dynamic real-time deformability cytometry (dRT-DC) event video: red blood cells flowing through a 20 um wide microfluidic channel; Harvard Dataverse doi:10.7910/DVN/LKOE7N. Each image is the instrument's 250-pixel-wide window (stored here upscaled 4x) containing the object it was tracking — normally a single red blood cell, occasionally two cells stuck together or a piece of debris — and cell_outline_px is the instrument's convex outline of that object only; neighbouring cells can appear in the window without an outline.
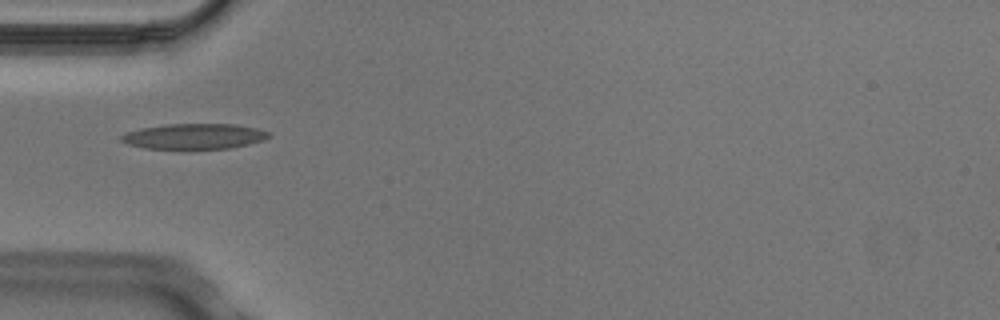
{"species": "Egyptian fruit bat (a non-hibernating species)", "species_latin": "Rousettus aegyptiacus", "temperature_condition": "cold", "stored_images_in_passage": 1, "camera_frame_rate_fps": 3000, "um_per_image_px": 0.085, "animal": {"sex": "male"}, "frame": {"image": 1, "passage_image": 1, "time_ms": 0.0, "image_size_px": [1000, 320], "cell_outline_px": [[272, 136], [264, 140], [248, 144], [228, 148], [188, 152], [144, 148], [128, 144], [120, 140], [120, 136], [124, 132], [140, 128], [168, 124], [236, 124], [256, 128], [268, 132]], "centroid_in_image_um": [16.46, 11.63], "position_along_channel_um": 68.5, "area_um2": 22.95}}